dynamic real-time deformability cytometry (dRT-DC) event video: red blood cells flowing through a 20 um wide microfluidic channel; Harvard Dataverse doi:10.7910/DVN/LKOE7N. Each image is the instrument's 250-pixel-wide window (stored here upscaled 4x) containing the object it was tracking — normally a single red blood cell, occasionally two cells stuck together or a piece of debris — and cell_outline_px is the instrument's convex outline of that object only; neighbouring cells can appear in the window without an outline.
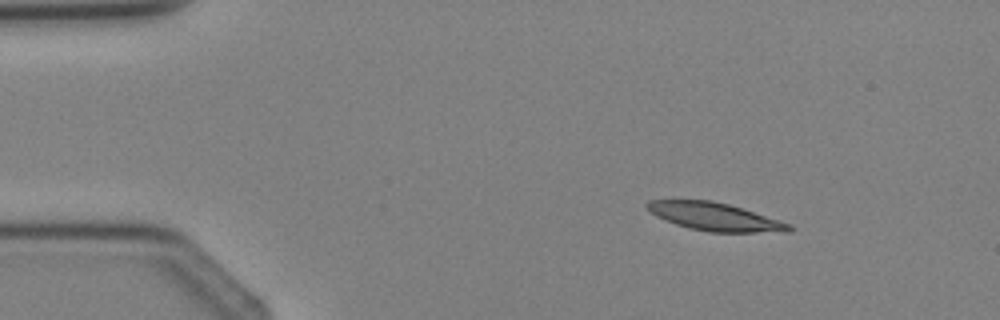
{"species": "Egyptian fruit bat (a non-hibernating species)", "species_latin": "Rousettus aegyptiacus", "temperature_condition": "cold", "stored_images_in_passage": 4, "segment_of_instrument_passage": [2, 2], "camera_frame_rate_fps": 3000, "um_per_image_px": 0.085, "animal": {"sex": "female"}, "frame": {"image": 1, "passage_image": 4, "time_ms": 4.333, "image_size_px": [1000, 320], "cell_outline_px": [[796, 228], [792, 232], [708, 232], [688, 228], [664, 220], [656, 216], [644, 204], [648, 200], [712, 200], [728, 204], [780, 220], [792, 224]], "centroid_in_image_um": [60.81, 18.43], "position_along_channel_um": 24.2, "area_um2": 23.24}}